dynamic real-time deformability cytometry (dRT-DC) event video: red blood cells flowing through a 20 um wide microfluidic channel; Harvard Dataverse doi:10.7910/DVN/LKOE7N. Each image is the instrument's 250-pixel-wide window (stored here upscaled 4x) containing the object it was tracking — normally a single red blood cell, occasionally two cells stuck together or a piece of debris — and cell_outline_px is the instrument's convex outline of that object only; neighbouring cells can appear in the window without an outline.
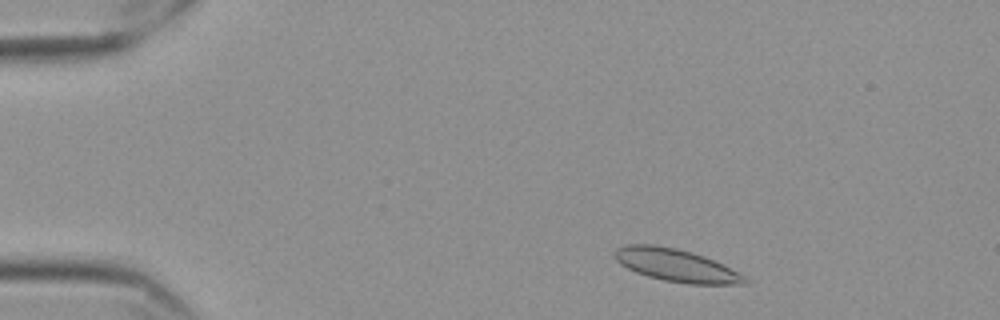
{"species": "Egyptian fruit bat (a non-hibernating species)", "species_latin": "Rousettus aegyptiacus", "temperature_condition": "cold", "stored_images_in_passage": 53, "camera_frame_rate_fps": 3000, "um_per_image_px": 0.085, "frame": {"image": 1, "passage_image": 5, "time_ms": 1.333, "image_size_px": [1000, 320], "cell_outline_px": [[752, 280], [748, 284], [688, 284], [664, 280], [648, 276], [636, 272], [620, 264], [612, 256], [612, 252], [616, 248], [628, 244], [652, 244], [676, 248], [704, 256]], "centroid_in_image_um": [57.42, 22.55], "position_along_channel_um": 27.6, "area_um2": 24.62}}
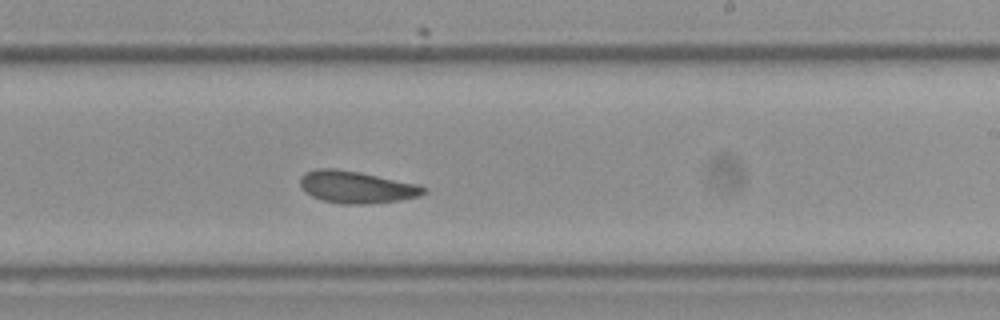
{"frame": {"image": 2, "passage_image": 31, "time_ms": 10.0, "image_size_px": [1000, 320], "cell_outline_px": [[428, 192], [420, 196], [400, 200], [368, 204], [344, 204], [324, 200], [312, 196], [304, 192], [300, 184], [300, 176], [304, 172], [316, 168], [336, 168], [360, 172], [420, 184], [428, 188]], "centroid_in_image_um": [30.33, 15.89], "position_along_channel_um": 258.7, "area_um2": 23.47}}
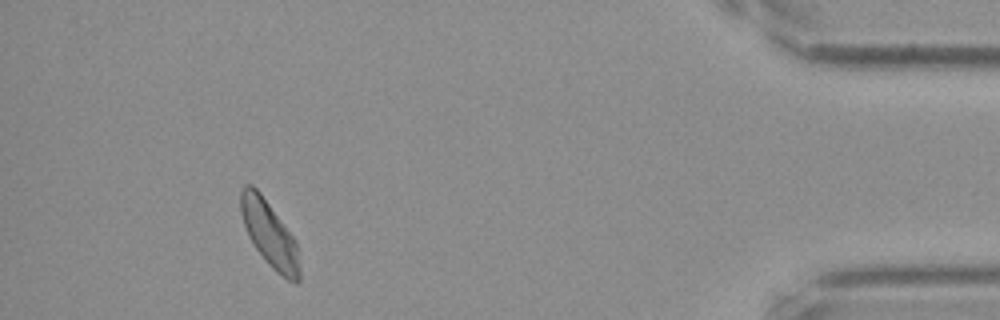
{"frame": {"image": 3, "passage_image": 49, "time_ms": 16.0, "image_size_px": [1000, 320], "cell_outline_px": [[300, 280], [296, 284], [288, 280], [276, 272], [268, 264], [256, 248], [244, 224], [240, 212], [240, 192], [244, 184], [252, 184], [260, 192], [292, 236], [296, 244], [300, 268]], "centroid_in_image_um": [22.9, 19.89], "position_along_channel_um": 412.3, "area_um2": 22.08}, "authors_computed_cell_mechanics": {"area_um2": 23.12, "velocity_mm_per_s": 3.5065, "shape_relaxation_time_tau1_ms": 4.9666, "shape_relaxation_time_tau2_ms": 2.7122, "deformation_change_tau1": 0.0988, "deformation_change_tau2": 0.0766}}